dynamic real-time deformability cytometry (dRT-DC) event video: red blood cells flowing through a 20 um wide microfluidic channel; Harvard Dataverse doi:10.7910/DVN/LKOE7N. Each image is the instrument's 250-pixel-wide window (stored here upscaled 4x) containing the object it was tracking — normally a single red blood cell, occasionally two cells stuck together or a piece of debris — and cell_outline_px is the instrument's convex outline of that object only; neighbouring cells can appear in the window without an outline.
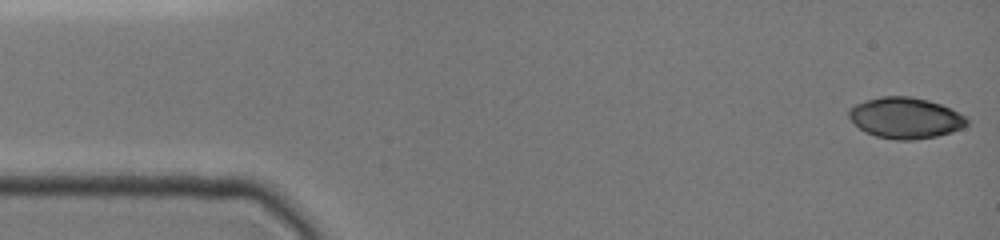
{"species": "common noctule bat (a hibernating species)", "species_latin": "Nyctalus noctula", "temperature_condition": "cold", "stored_images_in_passage": 47, "camera_frame_rate_fps": 3000, "um_per_image_px": 0.085, "animal": {"sex": "female", "body_mass_g": 19.0, "forearm_length_mm": 51.5}, "frame": {"image": 1, "passage_image": 1, "time_ms": 0.0, "image_size_px": [1000, 240], "cell_outline_px": [[968, 124], [952, 132], [936, 136], [916, 140], [896, 140], [876, 136], [864, 132], [848, 116], [848, 112], [856, 104], [868, 100], [884, 96], [908, 96], [928, 100], [940, 104], [964, 116], [968, 120]], "centroid_in_image_um": [76.96, 10.04], "position_along_channel_um": 8.0, "area_um2": 27.8}}
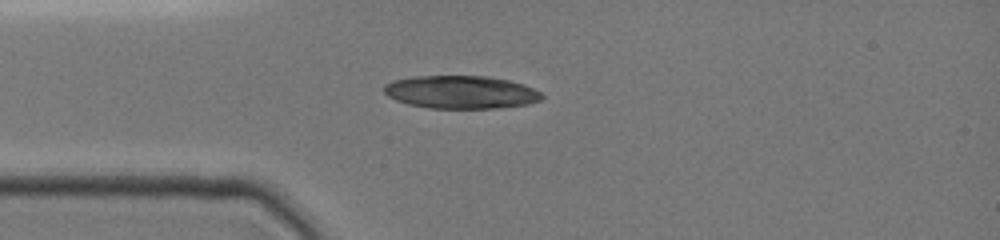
{"frame": {"image": 2, "passage_image": 12, "time_ms": 3.667, "image_size_px": [1000, 240], "cell_outline_px": [[544, 96], [540, 100], [528, 104], [496, 108], [428, 108], [408, 104], [396, 100], [388, 96], [384, 92], [384, 84], [396, 80], [416, 76], [484, 76], [508, 80], [532, 88], [540, 92]], "centroid_in_image_um": [39.16, 7.84], "position_along_channel_um": 45.8, "area_um2": 30.06}}